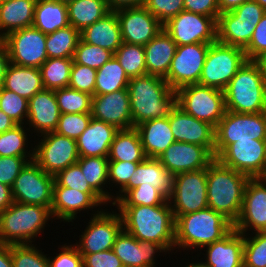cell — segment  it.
<instances>
[{
  "label": "cell",
  "mask_w": 266,
  "mask_h": 267,
  "mask_svg": "<svg viewBox=\"0 0 266 267\" xmlns=\"http://www.w3.org/2000/svg\"><path fill=\"white\" fill-rule=\"evenodd\" d=\"M118 129L92 117L90 124L76 139L80 157H108L111 143Z\"/></svg>",
  "instance_id": "29"
},
{
  "label": "cell",
  "mask_w": 266,
  "mask_h": 267,
  "mask_svg": "<svg viewBox=\"0 0 266 267\" xmlns=\"http://www.w3.org/2000/svg\"><path fill=\"white\" fill-rule=\"evenodd\" d=\"M266 140V112H225L215 127V159L237 140Z\"/></svg>",
  "instance_id": "9"
},
{
  "label": "cell",
  "mask_w": 266,
  "mask_h": 267,
  "mask_svg": "<svg viewBox=\"0 0 266 267\" xmlns=\"http://www.w3.org/2000/svg\"><path fill=\"white\" fill-rule=\"evenodd\" d=\"M168 198L153 186L139 185L130 189L114 206H153L165 203Z\"/></svg>",
  "instance_id": "47"
},
{
  "label": "cell",
  "mask_w": 266,
  "mask_h": 267,
  "mask_svg": "<svg viewBox=\"0 0 266 267\" xmlns=\"http://www.w3.org/2000/svg\"><path fill=\"white\" fill-rule=\"evenodd\" d=\"M9 64L10 59L8 56L7 47L3 40L0 39V87L3 86L5 73Z\"/></svg>",
  "instance_id": "61"
},
{
  "label": "cell",
  "mask_w": 266,
  "mask_h": 267,
  "mask_svg": "<svg viewBox=\"0 0 266 267\" xmlns=\"http://www.w3.org/2000/svg\"><path fill=\"white\" fill-rule=\"evenodd\" d=\"M110 11L143 6L145 0H106Z\"/></svg>",
  "instance_id": "60"
},
{
  "label": "cell",
  "mask_w": 266,
  "mask_h": 267,
  "mask_svg": "<svg viewBox=\"0 0 266 267\" xmlns=\"http://www.w3.org/2000/svg\"><path fill=\"white\" fill-rule=\"evenodd\" d=\"M29 131L31 132L25 125H16L14 128L1 133L0 157H34L33 144L31 143L32 146L29 147L30 142H28L27 133ZM28 147L31 149L29 150Z\"/></svg>",
  "instance_id": "42"
},
{
  "label": "cell",
  "mask_w": 266,
  "mask_h": 267,
  "mask_svg": "<svg viewBox=\"0 0 266 267\" xmlns=\"http://www.w3.org/2000/svg\"><path fill=\"white\" fill-rule=\"evenodd\" d=\"M31 160L34 157H0V183L12 187L22 168Z\"/></svg>",
  "instance_id": "56"
},
{
  "label": "cell",
  "mask_w": 266,
  "mask_h": 267,
  "mask_svg": "<svg viewBox=\"0 0 266 267\" xmlns=\"http://www.w3.org/2000/svg\"><path fill=\"white\" fill-rule=\"evenodd\" d=\"M18 125L13 119L0 110V134Z\"/></svg>",
  "instance_id": "65"
},
{
  "label": "cell",
  "mask_w": 266,
  "mask_h": 267,
  "mask_svg": "<svg viewBox=\"0 0 266 267\" xmlns=\"http://www.w3.org/2000/svg\"><path fill=\"white\" fill-rule=\"evenodd\" d=\"M0 110L18 125H25L28 117V100L0 87Z\"/></svg>",
  "instance_id": "49"
},
{
  "label": "cell",
  "mask_w": 266,
  "mask_h": 267,
  "mask_svg": "<svg viewBox=\"0 0 266 267\" xmlns=\"http://www.w3.org/2000/svg\"><path fill=\"white\" fill-rule=\"evenodd\" d=\"M83 42L92 44L115 53L122 44L121 30L117 14L109 12L105 17L80 32Z\"/></svg>",
  "instance_id": "32"
},
{
  "label": "cell",
  "mask_w": 266,
  "mask_h": 267,
  "mask_svg": "<svg viewBox=\"0 0 266 267\" xmlns=\"http://www.w3.org/2000/svg\"><path fill=\"white\" fill-rule=\"evenodd\" d=\"M246 61L244 49L216 41L209 46L198 84L224 90Z\"/></svg>",
  "instance_id": "10"
},
{
  "label": "cell",
  "mask_w": 266,
  "mask_h": 267,
  "mask_svg": "<svg viewBox=\"0 0 266 267\" xmlns=\"http://www.w3.org/2000/svg\"><path fill=\"white\" fill-rule=\"evenodd\" d=\"M71 58H48L39 68L45 89L66 88L70 83Z\"/></svg>",
  "instance_id": "41"
},
{
  "label": "cell",
  "mask_w": 266,
  "mask_h": 267,
  "mask_svg": "<svg viewBox=\"0 0 266 267\" xmlns=\"http://www.w3.org/2000/svg\"><path fill=\"white\" fill-rule=\"evenodd\" d=\"M92 119L91 113H63L54 132L77 139Z\"/></svg>",
  "instance_id": "50"
},
{
  "label": "cell",
  "mask_w": 266,
  "mask_h": 267,
  "mask_svg": "<svg viewBox=\"0 0 266 267\" xmlns=\"http://www.w3.org/2000/svg\"><path fill=\"white\" fill-rule=\"evenodd\" d=\"M46 36L47 34L31 26L13 31L3 37L2 40L7 47L10 63L40 68L48 59Z\"/></svg>",
  "instance_id": "16"
},
{
  "label": "cell",
  "mask_w": 266,
  "mask_h": 267,
  "mask_svg": "<svg viewBox=\"0 0 266 267\" xmlns=\"http://www.w3.org/2000/svg\"><path fill=\"white\" fill-rule=\"evenodd\" d=\"M173 175L157 158H146L138 164L127 185L114 196V205L130 190L137 186H153L167 198L171 195Z\"/></svg>",
  "instance_id": "27"
},
{
  "label": "cell",
  "mask_w": 266,
  "mask_h": 267,
  "mask_svg": "<svg viewBox=\"0 0 266 267\" xmlns=\"http://www.w3.org/2000/svg\"><path fill=\"white\" fill-rule=\"evenodd\" d=\"M60 247L56 256H48L49 267H83V257L75 244Z\"/></svg>",
  "instance_id": "57"
},
{
  "label": "cell",
  "mask_w": 266,
  "mask_h": 267,
  "mask_svg": "<svg viewBox=\"0 0 266 267\" xmlns=\"http://www.w3.org/2000/svg\"><path fill=\"white\" fill-rule=\"evenodd\" d=\"M261 68H262L263 86L266 98V60H261Z\"/></svg>",
  "instance_id": "66"
},
{
  "label": "cell",
  "mask_w": 266,
  "mask_h": 267,
  "mask_svg": "<svg viewBox=\"0 0 266 267\" xmlns=\"http://www.w3.org/2000/svg\"><path fill=\"white\" fill-rule=\"evenodd\" d=\"M42 138L33 142L34 161L47 174L56 176L68 166L77 163L80 158L77 142L75 139L58 134L47 132L39 135Z\"/></svg>",
  "instance_id": "12"
},
{
  "label": "cell",
  "mask_w": 266,
  "mask_h": 267,
  "mask_svg": "<svg viewBox=\"0 0 266 267\" xmlns=\"http://www.w3.org/2000/svg\"><path fill=\"white\" fill-rule=\"evenodd\" d=\"M266 10L254 0L244 2L217 19V42L245 49Z\"/></svg>",
  "instance_id": "7"
},
{
  "label": "cell",
  "mask_w": 266,
  "mask_h": 267,
  "mask_svg": "<svg viewBox=\"0 0 266 267\" xmlns=\"http://www.w3.org/2000/svg\"><path fill=\"white\" fill-rule=\"evenodd\" d=\"M58 107L63 113H91L92 95L69 87L54 90Z\"/></svg>",
  "instance_id": "44"
},
{
  "label": "cell",
  "mask_w": 266,
  "mask_h": 267,
  "mask_svg": "<svg viewBox=\"0 0 266 267\" xmlns=\"http://www.w3.org/2000/svg\"><path fill=\"white\" fill-rule=\"evenodd\" d=\"M2 87L27 100L45 89L39 68L24 67L13 63L7 67Z\"/></svg>",
  "instance_id": "34"
},
{
  "label": "cell",
  "mask_w": 266,
  "mask_h": 267,
  "mask_svg": "<svg viewBox=\"0 0 266 267\" xmlns=\"http://www.w3.org/2000/svg\"><path fill=\"white\" fill-rule=\"evenodd\" d=\"M209 46L208 43L177 46L168 74L164 78L173 90L199 83Z\"/></svg>",
  "instance_id": "18"
},
{
  "label": "cell",
  "mask_w": 266,
  "mask_h": 267,
  "mask_svg": "<svg viewBox=\"0 0 266 267\" xmlns=\"http://www.w3.org/2000/svg\"><path fill=\"white\" fill-rule=\"evenodd\" d=\"M223 91L227 111L266 112L261 61L247 60Z\"/></svg>",
  "instance_id": "6"
},
{
  "label": "cell",
  "mask_w": 266,
  "mask_h": 267,
  "mask_svg": "<svg viewBox=\"0 0 266 267\" xmlns=\"http://www.w3.org/2000/svg\"><path fill=\"white\" fill-rule=\"evenodd\" d=\"M184 10L213 17L216 21L220 15L218 0H184Z\"/></svg>",
  "instance_id": "59"
},
{
  "label": "cell",
  "mask_w": 266,
  "mask_h": 267,
  "mask_svg": "<svg viewBox=\"0 0 266 267\" xmlns=\"http://www.w3.org/2000/svg\"><path fill=\"white\" fill-rule=\"evenodd\" d=\"M37 0H8L0 3V39L9 33L31 27Z\"/></svg>",
  "instance_id": "33"
},
{
  "label": "cell",
  "mask_w": 266,
  "mask_h": 267,
  "mask_svg": "<svg viewBox=\"0 0 266 267\" xmlns=\"http://www.w3.org/2000/svg\"><path fill=\"white\" fill-rule=\"evenodd\" d=\"M91 116L115 126L118 130L133 128L128 89L93 95Z\"/></svg>",
  "instance_id": "24"
},
{
  "label": "cell",
  "mask_w": 266,
  "mask_h": 267,
  "mask_svg": "<svg viewBox=\"0 0 266 267\" xmlns=\"http://www.w3.org/2000/svg\"><path fill=\"white\" fill-rule=\"evenodd\" d=\"M257 2L262 8L266 10V0H254Z\"/></svg>",
  "instance_id": "68"
},
{
  "label": "cell",
  "mask_w": 266,
  "mask_h": 267,
  "mask_svg": "<svg viewBox=\"0 0 266 267\" xmlns=\"http://www.w3.org/2000/svg\"><path fill=\"white\" fill-rule=\"evenodd\" d=\"M61 116L54 90L44 89L28 100V117L26 126L39 134L55 131Z\"/></svg>",
  "instance_id": "26"
},
{
  "label": "cell",
  "mask_w": 266,
  "mask_h": 267,
  "mask_svg": "<svg viewBox=\"0 0 266 267\" xmlns=\"http://www.w3.org/2000/svg\"><path fill=\"white\" fill-rule=\"evenodd\" d=\"M232 229L233 223L211 208L179 215L175 219V249L198 251L221 240Z\"/></svg>",
  "instance_id": "4"
},
{
  "label": "cell",
  "mask_w": 266,
  "mask_h": 267,
  "mask_svg": "<svg viewBox=\"0 0 266 267\" xmlns=\"http://www.w3.org/2000/svg\"><path fill=\"white\" fill-rule=\"evenodd\" d=\"M100 209L98 214L93 215L81 231L76 246L80 254L99 253L112 249L117 235L123 229V221L117 211ZM112 212V213H111Z\"/></svg>",
  "instance_id": "14"
},
{
  "label": "cell",
  "mask_w": 266,
  "mask_h": 267,
  "mask_svg": "<svg viewBox=\"0 0 266 267\" xmlns=\"http://www.w3.org/2000/svg\"><path fill=\"white\" fill-rule=\"evenodd\" d=\"M55 177L28 161L12 185L13 200L18 203L42 205L51 209Z\"/></svg>",
  "instance_id": "13"
},
{
  "label": "cell",
  "mask_w": 266,
  "mask_h": 267,
  "mask_svg": "<svg viewBox=\"0 0 266 267\" xmlns=\"http://www.w3.org/2000/svg\"><path fill=\"white\" fill-rule=\"evenodd\" d=\"M133 127L156 118H168L177 106L176 90L156 75H144L129 80Z\"/></svg>",
  "instance_id": "2"
},
{
  "label": "cell",
  "mask_w": 266,
  "mask_h": 267,
  "mask_svg": "<svg viewBox=\"0 0 266 267\" xmlns=\"http://www.w3.org/2000/svg\"><path fill=\"white\" fill-rule=\"evenodd\" d=\"M216 159L250 178H260L266 171V140H237Z\"/></svg>",
  "instance_id": "17"
},
{
  "label": "cell",
  "mask_w": 266,
  "mask_h": 267,
  "mask_svg": "<svg viewBox=\"0 0 266 267\" xmlns=\"http://www.w3.org/2000/svg\"><path fill=\"white\" fill-rule=\"evenodd\" d=\"M147 158H158L175 142L168 118L145 121L135 127Z\"/></svg>",
  "instance_id": "31"
},
{
  "label": "cell",
  "mask_w": 266,
  "mask_h": 267,
  "mask_svg": "<svg viewBox=\"0 0 266 267\" xmlns=\"http://www.w3.org/2000/svg\"><path fill=\"white\" fill-rule=\"evenodd\" d=\"M169 125L175 141L207 147L214 154L215 127L208 122L194 118L176 106L169 116Z\"/></svg>",
  "instance_id": "25"
},
{
  "label": "cell",
  "mask_w": 266,
  "mask_h": 267,
  "mask_svg": "<svg viewBox=\"0 0 266 267\" xmlns=\"http://www.w3.org/2000/svg\"><path fill=\"white\" fill-rule=\"evenodd\" d=\"M80 32L68 25L46 36V53L48 58L73 59Z\"/></svg>",
  "instance_id": "40"
},
{
  "label": "cell",
  "mask_w": 266,
  "mask_h": 267,
  "mask_svg": "<svg viewBox=\"0 0 266 267\" xmlns=\"http://www.w3.org/2000/svg\"><path fill=\"white\" fill-rule=\"evenodd\" d=\"M244 234L232 229L221 240L204 246L207 267H243Z\"/></svg>",
  "instance_id": "28"
},
{
  "label": "cell",
  "mask_w": 266,
  "mask_h": 267,
  "mask_svg": "<svg viewBox=\"0 0 266 267\" xmlns=\"http://www.w3.org/2000/svg\"><path fill=\"white\" fill-rule=\"evenodd\" d=\"M187 265L186 266H183V267H207V266H205L201 261L199 262V261H196V262H192V263H190L189 262V264L188 263H186Z\"/></svg>",
  "instance_id": "67"
},
{
  "label": "cell",
  "mask_w": 266,
  "mask_h": 267,
  "mask_svg": "<svg viewBox=\"0 0 266 267\" xmlns=\"http://www.w3.org/2000/svg\"><path fill=\"white\" fill-rule=\"evenodd\" d=\"M143 6L165 24L170 18L184 11V0H145Z\"/></svg>",
  "instance_id": "53"
},
{
  "label": "cell",
  "mask_w": 266,
  "mask_h": 267,
  "mask_svg": "<svg viewBox=\"0 0 266 267\" xmlns=\"http://www.w3.org/2000/svg\"><path fill=\"white\" fill-rule=\"evenodd\" d=\"M56 1H59V2H62L63 4H66L68 5L69 3L75 1V0H56Z\"/></svg>",
  "instance_id": "69"
},
{
  "label": "cell",
  "mask_w": 266,
  "mask_h": 267,
  "mask_svg": "<svg viewBox=\"0 0 266 267\" xmlns=\"http://www.w3.org/2000/svg\"><path fill=\"white\" fill-rule=\"evenodd\" d=\"M122 42L145 46L163 29V24L144 6L115 11Z\"/></svg>",
  "instance_id": "20"
},
{
  "label": "cell",
  "mask_w": 266,
  "mask_h": 267,
  "mask_svg": "<svg viewBox=\"0 0 266 267\" xmlns=\"http://www.w3.org/2000/svg\"><path fill=\"white\" fill-rule=\"evenodd\" d=\"M55 177L53 186H64L81 192L96 193L86 181L80 166L75 163L60 171Z\"/></svg>",
  "instance_id": "52"
},
{
  "label": "cell",
  "mask_w": 266,
  "mask_h": 267,
  "mask_svg": "<svg viewBox=\"0 0 266 267\" xmlns=\"http://www.w3.org/2000/svg\"><path fill=\"white\" fill-rule=\"evenodd\" d=\"M96 74L97 70L73 62L68 87L93 96Z\"/></svg>",
  "instance_id": "51"
},
{
  "label": "cell",
  "mask_w": 266,
  "mask_h": 267,
  "mask_svg": "<svg viewBox=\"0 0 266 267\" xmlns=\"http://www.w3.org/2000/svg\"><path fill=\"white\" fill-rule=\"evenodd\" d=\"M113 57L114 53L110 50L88 44L79 39L73 62L98 70Z\"/></svg>",
  "instance_id": "46"
},
{
  "label": "cell",
  "mask_w": 266,
  "mask_h": 267,
  "mask_svg": "<svg viewBox=\"0 0 266 267\" xmlns=\"http://www.w3.org/2000/svg\"><path fill=\"white\" fill-rule=\"evenodd\" d=\"M13 267H49L48 255L36 244L11 245Z\"/></svg>",
  "instance_id": "48"
},
{
  "label": "cell",
  "mask_w": 266,
  "mask_h": 267,
  "mask_svg": "<svg viewBox=\"0 0 266 267\" xmlns=\"http://www.w3.org/2000/svg\"><path fill=\"white\" fill-rule=\"evenodd\" d=\"M147 158L135 127L118 130L110 146L109 161L142 162Z\"/></svg>",
  "instance_id": "36"
},
{
  "label": "cell",
  "mask_w": 266,
  "mask_h": 267,
  "mask_svg": "<svg viewBox=\"0 0 266 267\" xmlns=\"http://www.w3.org/2000/svg\"><path fill=\"white\" fill-rule=\"evenodd\" d=\"M129 78L115 57L97 70L94 95L127 89Z\"/></svg>",
  "instance_id": "39"
},
{
  "label": "cell",
  "mask_w": 266,
  "mask_h": 267,
  "mask_svg": "<svg viewBox=\"0 0 266 267\" xmlns=\"http://www.w3.org/2000/svg\"><path fill=\"white\" fill-rule=\"evenodd\" d=\"M110 11L106 0H75L67 5L69 25L81 32Z\"/></svg>",
  "instance_id": "38"
},
{
  "label": "cell",
  "mask_w": 266,
  "mask_h": 267,
  "mask_svg": "<svg viewBox=\"0 0 266 267\" xmlns=\"http://www.w3.org/2000/svg\"><path fill=\"white\" fill-rule=\"evenodd\" d=\"M53 219L49 207L14 201L7 209L0 212V243L32 244L40 233H44L47 222Z\"/></svg>",
  "instance_id": "5"
},
{
  "label": "cell",
  "mask_w": 266,
  "mask_h": 267,
  "mask_svg": "<svg viewBox=\"0 0 266 267\" xmlns=\"http://www.w3.org/2000/svg\"><path fill=\"white\" fill-rule=\"evenodd\" d=\"M141 162H129V161H109L108 168V185L110 187L114 186L119 189L116 191L117 195L128 183L130 177L134 173L138 164ZM112 184H111V183ZM111 185V186H110ZM119 187V188H118Z\"/></svg>",
  "instance_id": "54"
},
{
  "label": "cell",
  "mask_w": 266,
  "mask_h": 267,
  "mask_svg": "<svg viewBox=\"0 0 266 267\" xmlns=\"http://www.w3.org/2000/svg\"><path fill=\"white\" fill-rule=\"evenodd\" d=\"M163 29L177 46L195 43L212 44L217 41V21L213 17L185 10L163 24Z\"/></svg>",
  "instance_id": "15"
},
{
  "label": "cell",
  "mask_w": 266,
  "mask_h": 267,
  "mask_svg": "<svg viewBox=\"0 0 266 267\" xmlns=\"http://www.w3.org/2000/svg\"><path fill=\"white\" fill-rule=\"evenodd\" d=\"M260 178L266 183V171L263 173V175Z\"/></svg>",
  "instance_id": "70"
},
{
  "label": "cell",
  "mask_w": 266,
  "mask_h": 267,
  "mask_svg": "<svg viewBox=\"0 0 266 267\" xmlns=\"http://www.w3.org/2000/svg\"><path fill=\"white\" fill-rule=\"evenodd\" d=\"M157 159L174 176L182 172L205 169L215 157L207 147L175 141Z\"/></svg>",
  "instance_id": "22"
},
{
  "label": "cell",
  "mask_w": 266,
  "mask_h": 267,
  "mask_svg": "<svg viewBox=\"0 0 266 267\" xmlns=\"http://www.w3.org/2000/svg\"><path fill=\"white\" fill-rule=\"evenodd\" d=\"M250 177L215 159L207 167L208 208L223 214L233 224L238 219Z\"/></svg>",
  "instance_id": "3"
},
{
  "label": "cell",
  "mask_w": 266,
  "mask_h": 267,
  "mask_svg": "<svg viewBox=\"0 0 266 267\" xmlns=\"http://www.w3.org/2000/svg\"><path fill=\"white\" fill-rule=\"evenodd\" d=\"M69 25L67 5L56 0H37L33 27L44 34L55 32Z\"/></svg>",
  "instance_id": "37"
},
{
  "label": "cell",
  "mask_w": 266,
  "mask_h": 267,
  "mask_svg": "<svg viewBox=\"0 0 266 267\" xmlns=\"http://www.w3.org/2000/svg\"><path fill=\"white\" fill-rule=\"evenodd\" d=\"M177 106L185 113L216 127L226 107L224 91L201 84H189L176 90Z\"/></svg>",
  "instance_id": "8"
},
{
  "label": "cell",
  "mask_w": 266,
  "mask_h": 267,
  "mask_svg": "<svg viewBox=\"0 0 266 267\" xmlns=\"http://www.w3.org/2000/svg\"><path fill=\"white\" fill-rule=\"evenodd\" d=\"M249 0H218L220 14L230 12Z\"/></svg>",
  "instance_id": "64"
},
{
  "label": "cell",
  "mask_w": 266,
  "mask_h": 267,
  "mask_svg": "<svg viewBox=\"0 0 266 267\" xmlns=\"http://www.w3.org/2000/svg\"><path fill=\"white\" fill-rule=\"evenodd\" d=\"M244 52L247 60H266V13L257 24Z\"/></svg>",
  "instance_id": "55"
},
{
  "label": "cell",
  "mask_w": 266,
  "mask_h": 267,
  "mask_svg": "<svg viewBox=\"0 0 266 267\" xmlns=\"http://www.w3.org/2000/svg\"><path fill=\"white\" fill-rule=\"evenodd\" d=\"M233 228L242 234L266 231V183L261 178L248 180L241 213Z\"/></svg>",
  "instance_id": "19"
},
{
  "label": "cell",
  "mask_w": 266,
  "mask_h": 267,
  "mask_svg": "<svg viewBox=\"0 0 266 267\" xmlns=\"http://www.w3.org/2000/svg\"><path fill=\"white\" fill-rule=\"evenodd\" d=\"M129 79L147 75L145 65V51L142 45L122 42L114 53Z\"/></svg>",
  "instance_id": "43"
},
{
  "label": "cell",
  "mask_w": 266,
  "mask_h": 267,
  "mask_svg": "<svg viewBox=\"0 0 266 267\" xmlns=\"http://www.w3.org/2000/svg\"><path fill=\"white\" fill-rule=\"evenodd\" d=\"M123 221V229L139 241H152L167 251L175 249V219L167 200L153 206H116Z\"/></svg>",
  "instance_id": "1"
},
{
  "label": "cell",
  "mask_w": 266,
  "mask_h": 267,
  "mask_svg": "<svg viewBox=\"0 0 266 267\" xmlns=\"http://www.w3.org/2000/svg\"><path fill=\"white\" fill-rule=\"evenodd\" d=\"M90 187L108 204L114 207V195L106 189L108 182V157H80L77 161ZM106 186V188H105ZM106 189V190H105ZM110 191V192H109ZM111 202V203H110Z\"/></svg>",
  "instance_id": "35"
},
{
  "label": "cell",
  "mask_w": 266,
  "mask_h": 267,
  "mask_svg": "<svg viewBox=\"0 0 266 267\" xmlns=\"http://www.w3.org/2000/svg\"><path fill=\"white\" fill-rule=\"evenodd\" d=\"M144 47L145 65L148 75L165 78L175 55L177 44L170 35L162 29Z\"/></svg>",
  "instance_id": "30"
},
{
  "label": "cell",
  "mask_w": 266,
  "mask_h": 267,
  "mask_svg": "<svg viewBox=\"0 0 266 267\" xmlns=\"http://www.w3.org/2000/svg\"><path fill=\"white\" fill-rule=\"evenodd\" d=\"M112 251L124 267H157L156 254H167V250L152 241H139L124 229L117 235Z\"/></svg>",
  "instance_id": "23"
},
{
  "label": "cell",
  "mask_w": 266,
  "mask_h": 267,
  "mask_svg": "<svg viewBox=\"0 0 266 267\" xmlns=\"http://www.w3.org/2000/svg\"><path fill=\"white\" fill-rule=\"evenodd\" d=\"M0 267H13L11 245L0 243Z\"/></svg>",
  "instance_id": "63"
},
{
  "label": "cell",
  "mask_w": 266,
  "mask_h": 267,
  "mask_svg": "<svg viewBox=\"0 0 266 267\" xmlns=\"http://www.w3.org/2000/svg\"><path fill=\"white\" fill-rule=\"evenodd\" d=\"M107 204L97 193L81 192L64 186H53V203L51 213L54 220H60L64 223L73 222L77 218V214L81 211L92 210L93 215L98 214ZM101 206V207H100ZM97 207H99L97 209ZM94 208L96 209L93 210ZM86 209V210H85Z\"/></svg>",
  "instance_id": "21"
},
{
  "label": "cell",
  "mask_w": 266,
  "mask_h": 267,
  "mask_svg": "<svg viewBox=\"0 0 266 267\" xmlns=\"http://www.w3.org/2000/svg\"><path fill=\"white\" fill-rule=\"evenodd\" d=\"M14 202L12 189L8 185L0 183V212H3Z\"/></svg>",
  "instance_id": "62"
},
{
  "label": "cell",
  "mask_w": 266,
  "mask_h": 267,
  "mask_svg": "<svg viewBox=\"0 0 266 267\" xmlns=\"http://www.w3.org/2000/svg\"><path fill=\"white\" fill-rule=\"evenodd\" d=\"M168 201L174 219L208 208L207 168L174 175Z\"/></svg>",
  "instance_id": "11"
},
{
  "label": "cell",
  "mask_w": 266,
  "mask_h": 267,
  "mask_svg": "<svg viewBox=\"0 0 266 267\" xmlns=\"http://www.w3.org/2000/svg\"><path fill=\"white\" fill-rule=\"evenodd\" d=\"M81 255L83 257V267H124L112 249Z\"/></svg>",
  "instance_id": "58"
},
{
  "label": "cell",
  "mask_w": 266,
  "mask_h": 267,
  "mask_svg": "<svg viewBox=\"0 0 266 267\" xmlns=\"http://www.w3.org/2000/svg\"><path fill=\"white\" fill-rule=\"evenodd\" d=\"M243 267H266V231L244 234Z\"/></svg>",
  "instance_id": "45"
}]
</instances>
